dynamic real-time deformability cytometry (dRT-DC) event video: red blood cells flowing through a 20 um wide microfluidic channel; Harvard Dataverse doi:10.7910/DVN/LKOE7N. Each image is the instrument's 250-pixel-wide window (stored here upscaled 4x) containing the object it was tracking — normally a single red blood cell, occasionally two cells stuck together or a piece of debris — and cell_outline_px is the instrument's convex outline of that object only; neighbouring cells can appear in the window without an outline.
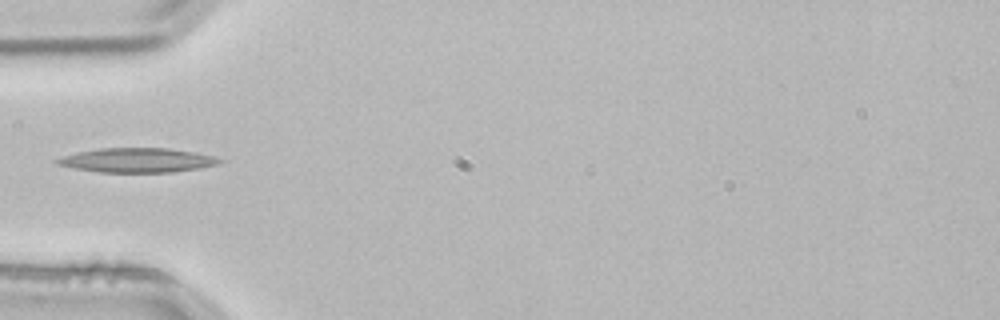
{"species": "common noctule bat (a hibernating species)", "species_latin": "Nyctalus noctula", "temperature_condition": "room temperature", "stored_images_in_passage": 3, "camera_frame_rate_fps": 3000, "um_per_image_px": 0.085, "animal": {"sex": "male", "body_mass_g": 21.5, "forearm_length_mm": 52.0}, "frame": {"image": 1, "passage_image": 3, "time_ms": 0.667, "image_size_px": [1000, 320], "cell_outline_px": [[224, 160], [216, 164], [196, 168], [168, 172], [100, 172], [76, 168], [56, 164], [52, 160], [64, 156], [80, 152], [100, 148], [168, 148], [196, 152], [216, 156]], "centroid_in_image_um": [11.67, 13.61], "position_along_channel_um": 73.3, "area_um2": 22.77}}